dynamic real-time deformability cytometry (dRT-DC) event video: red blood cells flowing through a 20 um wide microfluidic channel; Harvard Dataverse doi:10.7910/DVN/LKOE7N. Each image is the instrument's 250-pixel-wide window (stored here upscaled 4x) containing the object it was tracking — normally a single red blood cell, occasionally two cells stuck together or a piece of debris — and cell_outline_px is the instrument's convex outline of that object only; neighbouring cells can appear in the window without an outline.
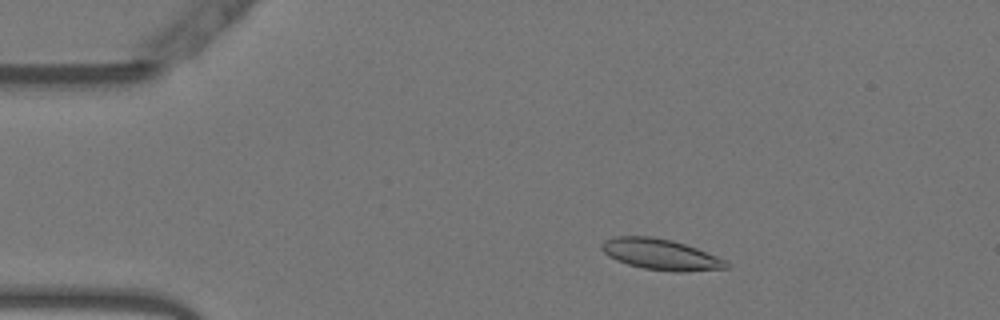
{"species": "Egyptian fruit bat (a non-hibernating species)", "species_latin": "Rousettus aegyptiacus", "temperature_condition": "warm", "stored_images_in_passage": 52, "camera_frame_rate_fps": 3000, "um_per_image_px": 0.085, "animal": {"sex": "female"}, "frame": {"image": 1, "passage_image": 8, "time_ms": 2.333, "image_size_px": [1000, 320], "cell_outline_px": [[732, 268], [688, 272], [672, 272], [644, 268], [628, 264], [616, 260], [608, 256], [600, 248], [600, 244], [604, 240], [612, 236], [652, 236], [672, 240], [696, 248], [728, 260], [732, 264]], "centroid_in_image_um": [56.21, 21.63], "position_along_channel_um": 28.8, "area_um2": 22.89}}
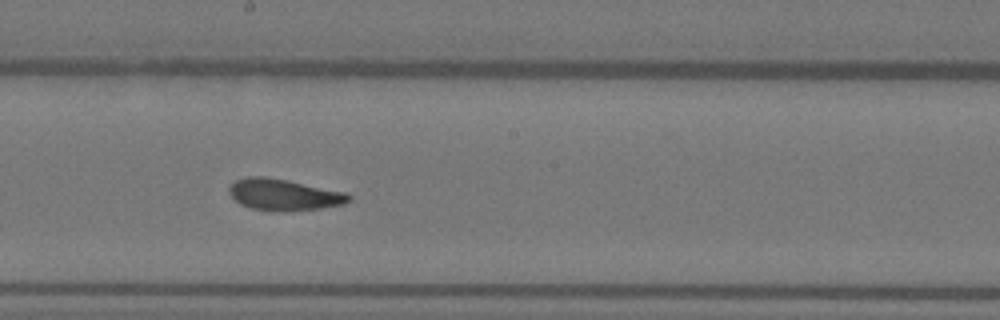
{"frame": {"image": 2, "passage_image": 28, "time_ms": 9.0, "image_size_px": [1000, 320], "cell_outline_px": [[352, 200], [344, 204], [320, 208], [288, 212], [272, 212], [252, 208], [240, 204], [228, 192], [228, 188], [236, 180], [248, 176], [264, 176], [348, 192], [352, 196]], "centroid_in_image_um": [24.16, 16.56], "position_along_channel_um": 224.0, "area_um2": 22.14}}
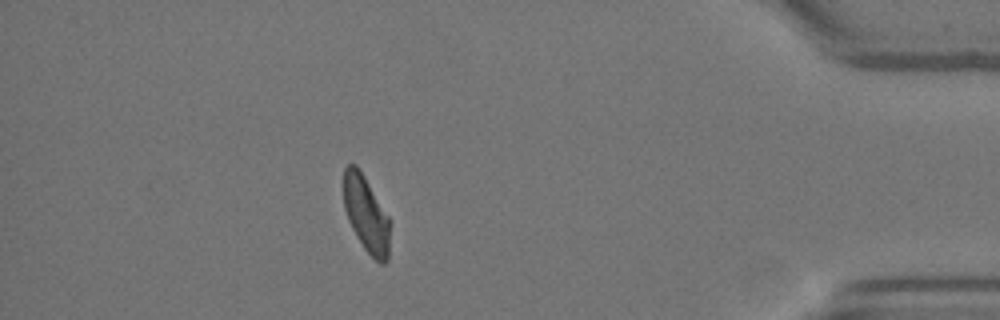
{"frame": {"image": 3, "passage_image": 46, "time_ms": 15.0, "image_size_px": [1000, 320], "cell_outline_px": [[388, 260], [384, 264], [380, 264], [364, 248], [356, 236], [348, 220], [344, 208], [344, 168], [348, 164], [356, 164], [364, 176], [388, 216]], "centroid_in_image_um": [31.09, 18.19], "position_along_channel_um": 404.1, "area_um2": 20.06}, "authors_computed_cell_mechanics": {"area_um2": 22.0218, "velocity_mm_per_s": 3.7797, "shape_relaxation_time_tau1_ms": 6.76, "shape_relaxation_time_tau2_ms": 1.9466, "deformation_change_tau1": 0.1781, "deformation_change_tau2": 0.0661}}